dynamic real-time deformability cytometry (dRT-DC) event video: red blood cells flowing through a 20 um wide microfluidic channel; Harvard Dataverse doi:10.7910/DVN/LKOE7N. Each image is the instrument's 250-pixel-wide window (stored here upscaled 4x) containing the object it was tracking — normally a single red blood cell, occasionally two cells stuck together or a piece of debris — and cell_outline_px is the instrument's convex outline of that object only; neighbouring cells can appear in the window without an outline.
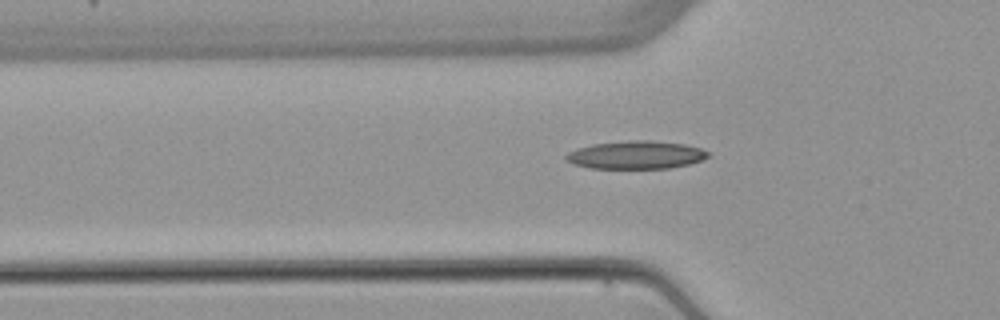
{"species": "common noctule bat (a hibernating species)", "species_latin": "Nyctalus noctula", "temperature_condition": "warm", "stored_images_in_passage": 5, "segment_of_instrument_passage": [2, 2], "camera_frame_rate_fps": 3000, "um_per_image_px": 0.085, "animal": {"sex": "female", "body_mass_g": 22.7, "forearm_length_mm": 54.2}, "frame": {"image": 1, "passage_image": 5, "time_ms": 6.0, "image_size_px": [1000, 320], "cell_outline_px": [[712, 156], [688, 164], [668, 168], [592, 168], [572, 164], [564, 156], [568, 152], [576, 148], [592, 144], [628, 140], [648, 140], [684, 144], [700, 148], [708, 152]], "centroid_in_image_um": [54.04, 13.16], "position_along_channel_um": 71.8, "area_um2": 23.12}}